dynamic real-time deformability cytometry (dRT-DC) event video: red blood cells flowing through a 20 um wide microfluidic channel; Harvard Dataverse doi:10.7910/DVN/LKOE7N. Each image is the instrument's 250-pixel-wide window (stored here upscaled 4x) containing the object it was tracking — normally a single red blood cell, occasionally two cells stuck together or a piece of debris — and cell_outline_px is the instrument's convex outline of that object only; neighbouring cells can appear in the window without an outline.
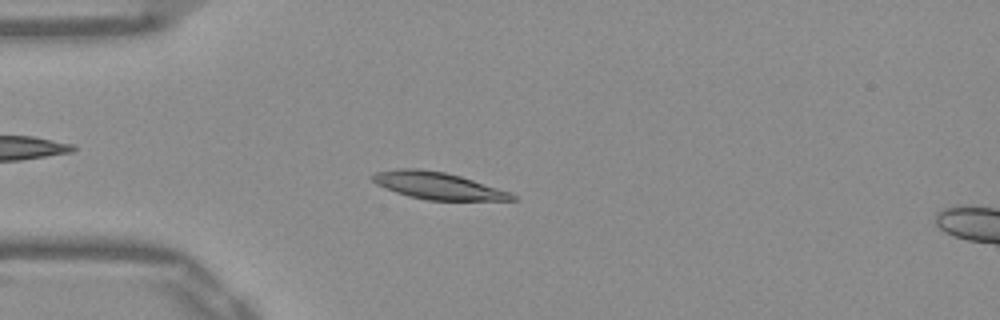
{"species": "Egyptian fruit bat (a non-hibernating species)", "species_latin": "Rousettus aegyptiacus", "temperature_condition": "warm", "stored_images_in_passage": 52, "camera_frame_rate_fps": 3000, "um_per_image_px": 0.085, "frame": {"image": 1, "passage_image": 14, "time_ms": 4.333, "image_size_px": [1000, 320], "cell_outline_px": [[516, 200], [428, 200], [408, 196], [396, 192], [376, 184], [368, 176], [376, 172], [396, 168], [420, 168], [444, 172], [460, 176], [508, 192], [516, 196]], "centroid_in_image_um": [37.12, 15.77], "position_along_channel_um": 47.9, "area_um2": 21.79}}
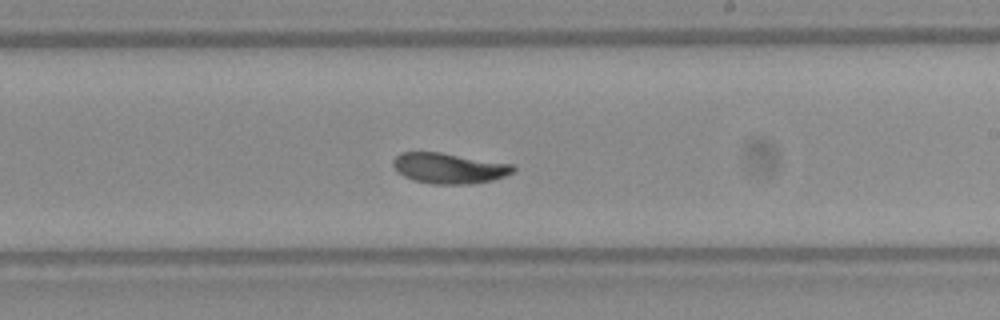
{"frame": {"image": 2, "passage_image": 31, "time_ms": 10.0, "image_size_px": [1000, 320], "cell_outline_px": [[516, 168], [512, 172], [504, 176], [492, 180], [472, 184], [432, 184], [412, 180], [396, 172], [392, 164], [392, 160], [400, 152], [440, 152], [512, 164]], "centroid_in_image_um": [38.12, 14.3], "position_along_channel_um": 250.9, "area_um2": 21.44}}
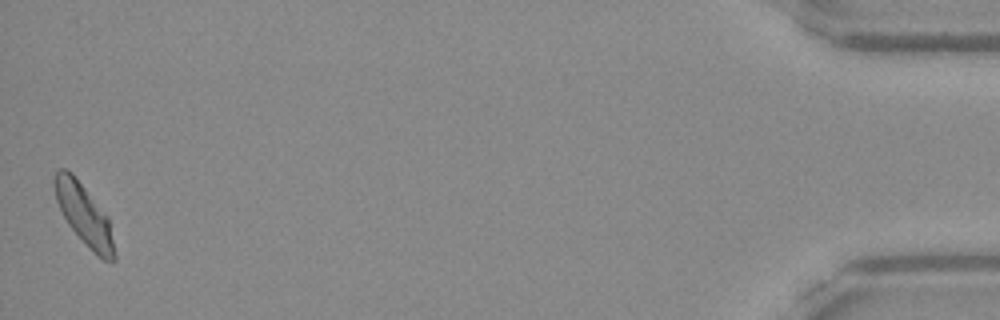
{"frame": {"image": 3, "passage_image": 52, "time_ms": 17.0, "image_size_px": [1000, 320], "cell_outline_px": [[116, 260], [104, 260], [96, 256], [92, 252], [68, 224], [56, 200], [52, 184], [52, 180], [56, 172], [60, 168], [64, 168], [72, 172], [108, 216], [116, 256]], "centroid_in_image_um": [7.13, 18.23], "position_along_channel_um": 428.1, "area_um2": 21.21}, "authors_computed_cell_mechanics": {"area_um2": 21.1837, "velocity_mm_per_s": 3.8497, "shape_relaxation_time_tau1_ms": 2.825, "shape_relaxation_time_tau2_ms": 1.4719, "deformation_change_tau1": 0.1356, "deformation_change_tau2": 0.0711}}